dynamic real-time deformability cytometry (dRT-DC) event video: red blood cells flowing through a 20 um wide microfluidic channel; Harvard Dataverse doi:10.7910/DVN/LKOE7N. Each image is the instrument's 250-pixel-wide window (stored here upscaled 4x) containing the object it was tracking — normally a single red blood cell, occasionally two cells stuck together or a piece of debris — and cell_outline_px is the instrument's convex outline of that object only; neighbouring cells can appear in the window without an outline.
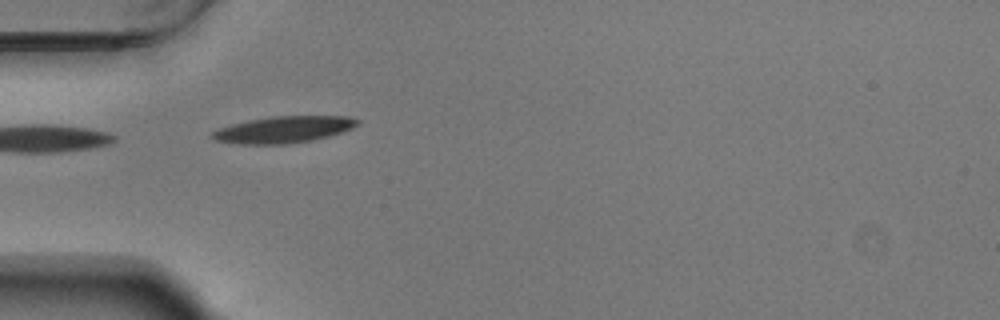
{"species": "Egyptian fruit bat (a non-hibernating species)", "species_latin": "Rousettus aegyptiacus", "temperature_condition": "warm", "stored_images_in_passage": 39, "camera_frame_rate_fps": 3000, "um_per_image_px": 0.085, "animal": {"sex": "male"}, "frame": {"image": 1, "passage_image": 1, "time_ms": 0.0, "image_size_px": [1000, 320], "cell_outline_px": [[360, 124], [352, 128], [328, 136], [312, 140], [288, 144], [240, 144], [216, 140], [212, 136], [212, 132], [220, 128], [232, 124], [248, 120], [272, 116], [348, 116], [360, 120]], "centroid_in_image_um": [24.14, 11.0], "position_along_channel_um": 60.9, "area_um2": 22.37}}
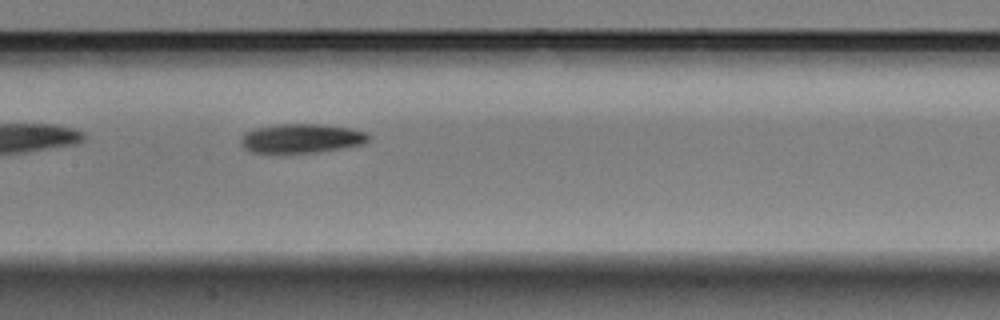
{"frame": {"image": 2, "passage_image": 11, "time_ms": 3.333, "image_size_px": [1000, 320], "cell_outline_px": [[372, 140], [364, 144], [344, 148], [316, 152], [252, 152], [244, 148], [240, 144], [240, 140], [244, 132], [256, 128], [276, 124], [320, 124], [348, 128], [364, 132], [372, 136]], "centroid_in_image_um": [25.65, 11.76], "position_along_channel_um": 181.8, "area_um2": 21.73}}
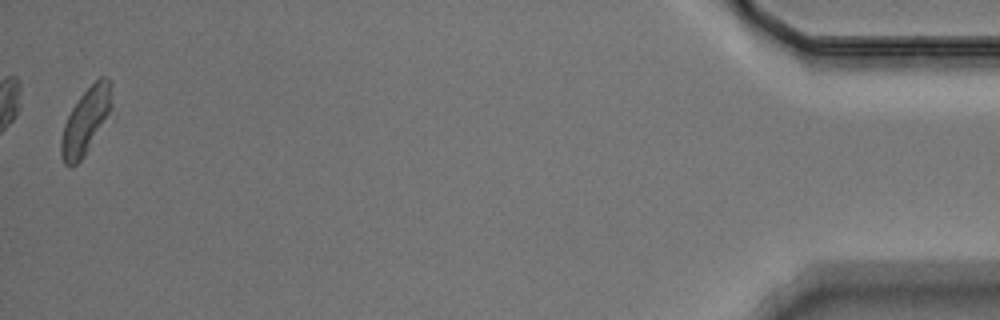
{"frame": {"image": 3, "passage_image": 38, "time_ms": 12.333, "image_size_px": [1000, 320], "cell_outline_px": [[112, 108], [84, 156], [72, 168], [64, 164], [60, 156], [60, 140], [64, 124], [72, 108], [80, 96], [100, 76], [108, 76], [112, 80]], "centroid_in_image_um": [7.29, 10.26], "position_along_channel_um": 427.9, "area_um2": 19.48}, "authors_computed_cell_mechanics": {"area_um2": 21.4438, "velocity_mm_per_s": 3.6986, "shape_relaxation_time_tau1_ms": 3.4141, "shape_relaxation_time_tau2_ms": null, "deformation_change_tau1": 0.1402, "deformation_change_tau2": null}}